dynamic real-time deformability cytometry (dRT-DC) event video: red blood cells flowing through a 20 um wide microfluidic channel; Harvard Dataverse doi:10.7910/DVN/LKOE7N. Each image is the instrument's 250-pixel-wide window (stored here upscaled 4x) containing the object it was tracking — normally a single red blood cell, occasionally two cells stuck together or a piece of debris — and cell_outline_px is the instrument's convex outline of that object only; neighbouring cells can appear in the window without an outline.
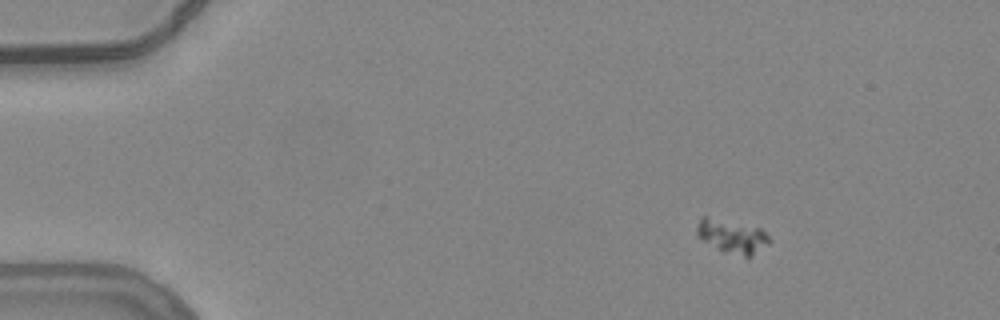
{"species": "common noctule bat (a hibernating species)", "species_latin": "Nyctalus noctula", "temperature_condition": "warm", "stored_images_in_passage": 49, "camera_frame_rate_fps": 3000, "um_per_image_px": 0.085, "animal": {"sex": "female", "body_mass_g": 24.6, "forearm_length_mm": 56.2}, "frame": {"image": 1, "passage_image": 1, "time_ms": 0.0, "image_size_px": [1000, 320], "cell_outline_px": [[772, 240], [752, 256], [744, 256], [716, 248], [704, 240], [696, 232], [696, 228], [700, 216], [708, 216], [760, 228]], "centroid_in_image_um": [62.22, 20.05], "position_along_channel_um": 22.8, "area_um2": 13.81}}
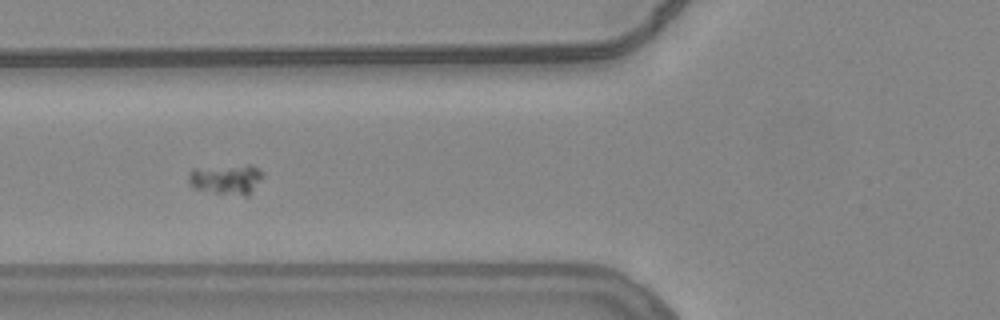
{"frame": {"image": 2, "passage_image": 15, "time_ms": 4.667, "image_size_px": [1000, 320], "cell_outline_px": [[264, 176], [248, 196], [244, 196], [216, 192], [192, 188], [188, 184], [188, 176], [192, 168], [248, 164], [252, 164]], "centroid_in_image_um": [19.21, 15.22], "position_along_channel_um": 106.6, "area_um2": 13.12}}
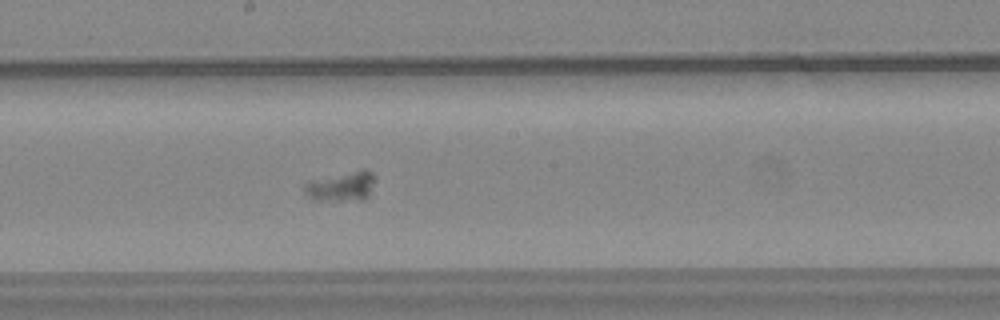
{"frame": {"image": 3, "passage_image": 24, "time_ms": 7.667, "image_size_px": [1000, 320], "cell_outline_px": [[376, 180], [368, 196], [364, 200], [316, 200], [308, 196], [304, 192], [304, 184], [308, 180], [360, 168], [364, 168], [372, 172], [376, 176]], "centroid_in_image_um": [29.05, 15.8], "position_along_channel_um": 219.1, "area_um2": 12.66}}